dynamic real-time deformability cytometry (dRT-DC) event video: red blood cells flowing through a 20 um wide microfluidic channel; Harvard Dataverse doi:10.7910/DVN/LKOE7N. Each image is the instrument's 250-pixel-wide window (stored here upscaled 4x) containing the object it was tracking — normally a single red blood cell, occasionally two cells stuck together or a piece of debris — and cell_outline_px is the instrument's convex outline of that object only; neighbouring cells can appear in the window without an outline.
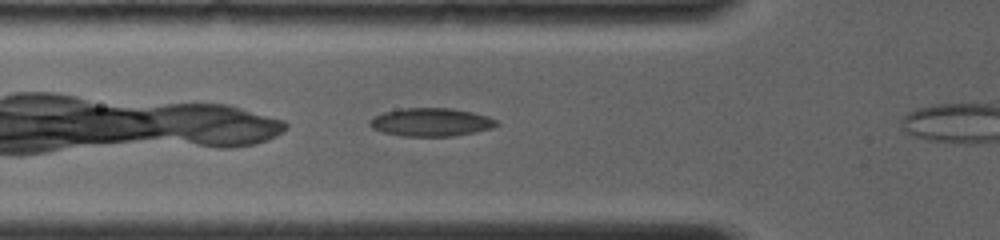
{"species": "common noctule bat (a hibernating species)", "species_latin": "Nyctalus noctula", "temperature_condition": "room temperature", "stored_images_in_passage": 15, "camera_frame_rate_fps": 4000, "um_per_image_px": 0.085, "animal": {"sex": "female", "body_mass_g": 19.0, "forearm_length_mm": 56.7}, "frame": {"image": 1, "passage_image": 2, "time_ms": 0.5, "image_size_px": [1000, 240], "cell_outline_px": [[500, 124], [492, 128], [452, 136], [404, 136], [384, 132], [372, 128], [368, 124], [368, 120], [384, 112], [404, 108], [452, 108], [472, 112], [488, 116], [496, 120]], "centroid_in_image_um": [36.64, 10.38], "position_along_channel_um": 89.2, "area_um2": 20.69}}
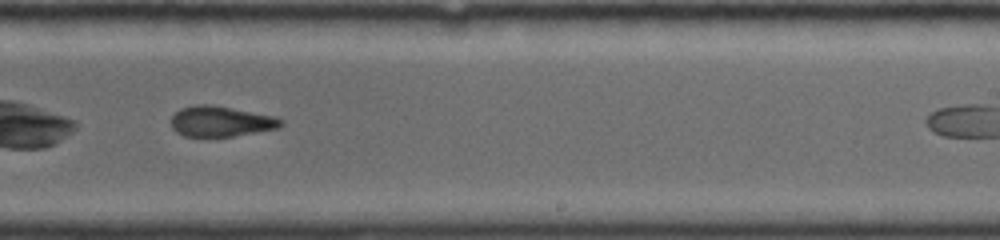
{"frame": {"image": 2, "passage_image": 11, "time_ms": 5.0, "image_size_px": [1000, 240], "cell_outline_px": [[284, 124], [280, 128], [232, 136], [184, 136], [176, 132], [172, 128], [172, 116], [180, 108], [196, 104], [208, 104], [276, 116], [284, 120]], "centroid_in_image_um": [18.8, 10.31], "position_along_channel_um": 270.2, "area_um2": 19.48}}
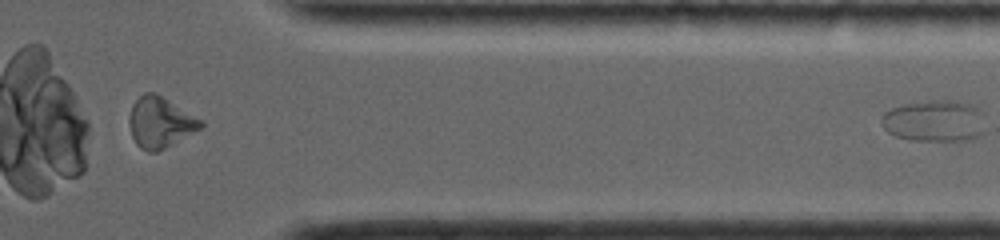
{"frame": {"image": 3, "passage_image": 14, "time_ms": 8.25, "image_size_px": [1000, 240], "cell_outline_px": [[204, 128], [156, 152], [148, 152], [140, 148], [136, 144], [132, 136], [128, 120], [128, 116], [132, 104], [144, 92], [152, 92], [160, 96], [204, 120]], "centroid_in_image_um": [13.62, 10.42], "position_along_channel_um": 397.8, "area_um2": 21.21}}